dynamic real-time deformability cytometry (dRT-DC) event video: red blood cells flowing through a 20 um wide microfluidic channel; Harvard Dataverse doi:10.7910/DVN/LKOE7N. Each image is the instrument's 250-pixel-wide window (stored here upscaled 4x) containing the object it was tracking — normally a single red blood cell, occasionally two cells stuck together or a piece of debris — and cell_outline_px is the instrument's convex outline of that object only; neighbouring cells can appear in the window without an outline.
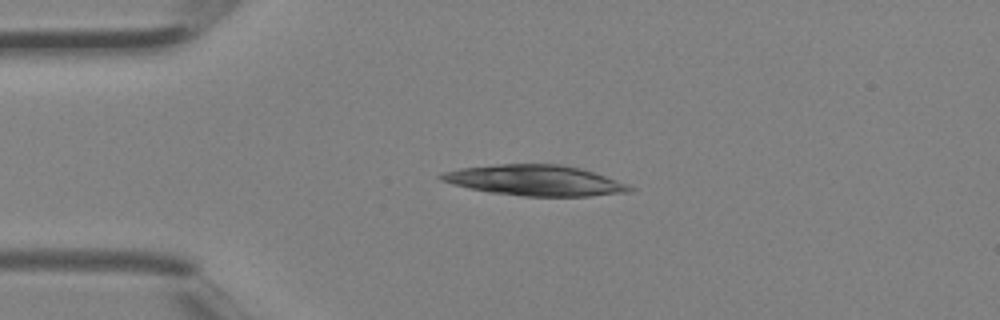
{"species": "Egyptian fruit bat (a non-hibernating species)", "species_latin": "Rousettus aegyptiacus", "temperature_condition": "room temperature", "stored_images_in_passage": 3, "camera_frame_rate_fps": 3000, "um_per_image_px": 0.085, "animal": {"sex": "female"}, "frame": {"image": 1, "passage_image": 3, "time_ms": 0.667, "image_size_px": [1000, 320], "cell_outline_px": [[636, 188], [632, 192], [588, 196], [524, 196], [488, 192], [452, 184], [440, 180], [436, 176], [440, 172], [460, 168], [496, 164], [560, 164], [580, 168], [628, 184]], "centroid_in_image_um": [45.44, 15.33], "position_along_channel_um": 39.6, "area_um2": 33.7}}